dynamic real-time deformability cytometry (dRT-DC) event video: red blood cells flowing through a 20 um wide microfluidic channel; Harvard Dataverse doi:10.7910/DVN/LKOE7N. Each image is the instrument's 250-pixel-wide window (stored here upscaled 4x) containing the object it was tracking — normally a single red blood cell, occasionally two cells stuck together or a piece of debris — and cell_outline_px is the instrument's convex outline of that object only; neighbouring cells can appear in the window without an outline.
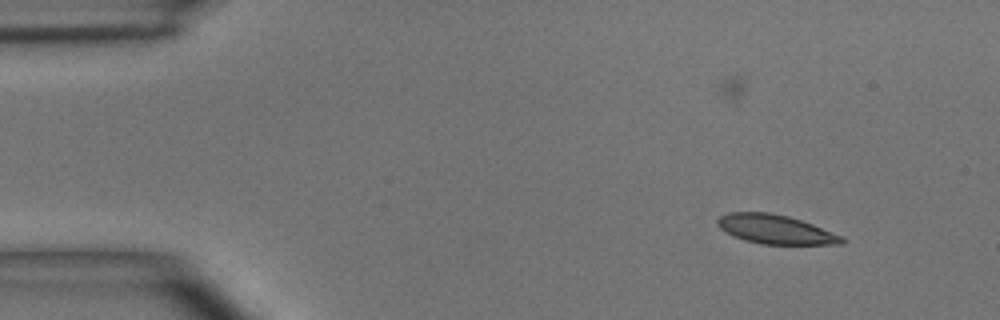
{"species": "common noctule bat (a hibernating species)", "species_latin": "Nyctalus noctula", "temperature_condition": "room temperature", "stored_images_in_passage": 5, "camera_frame_rate_fps": 3000, "um_per_image_px": 0.085, "animal": {"sex": "male", "body_mass_g": 15.6}, "frame": {"image": 1, "passage_image": 1, "time_ms": 0.0, "image_size_px": [1000, 320], "cell_outline_px": [[848, 240], [844, 244], [764, 244], [744, 240], [720, 228], [716, 224], [716, 220], [720, 216], [728, 212], [768, 212], [788, 216], [812, 224], [840, 236]], "centroid_in_image_um": [65.9, 19.49], "position_along_channel_um": 19.1, "area_um2": 20.81}}
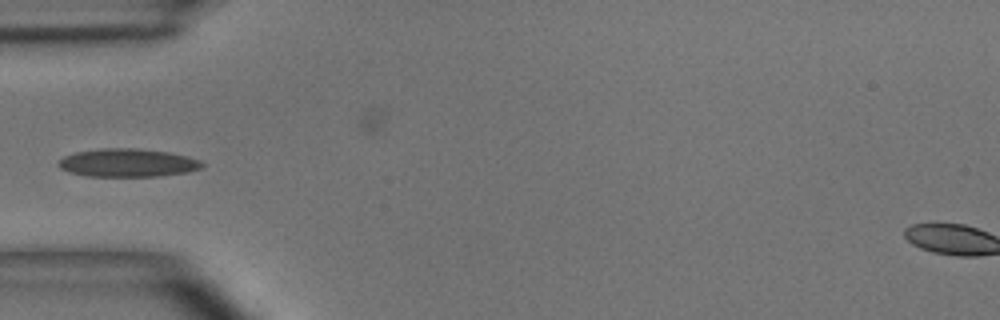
{"frame": {"image": 2, "passage_image": 4, "time_ms": 3.667, "image_size_px": [1000, 320], "cell_outline_px": [[204, 164], [200, 168], [188, 172], [156, 176], [88, 176], [68, 172], [60, 168], [56, 164], [64, 156], [76, 152], [100, 148], [136, 148], [168, 152], [188, 156], [200, 160]], "centroid_in_image_um": [10.83, 13.83], "position_along_channel_um": 74.2, "area_um2": 23.58}}
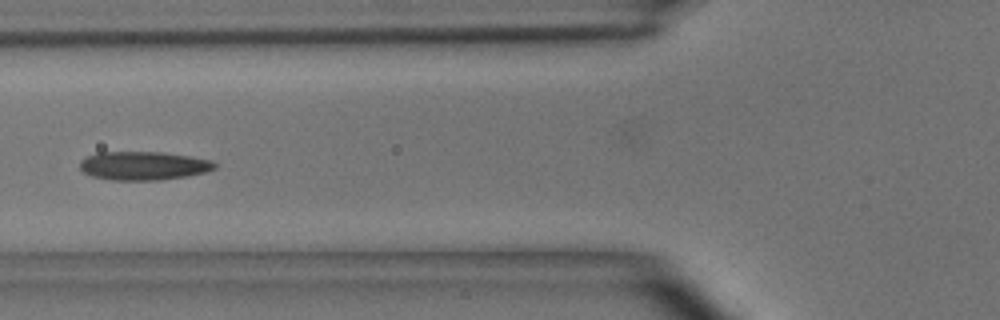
{"frame": {"image": 3, "passage_image": 5, "time_ms": 4.667, "image_size_px": [1000, 320], "cell_outline_px": [[216, 168], [204, 172], [188, 176], [160, 180], [112, 180], [92, 176], [84, 172], [80, 168], [80, 160], [88, 156], [100, 152], [164, 152], [192, 156], [212, 160], [216, 164]], "centroid_in_image_um": [12.22, 14.08], "position_along_channel_um": 113.6, "area_um2": 22.54}}